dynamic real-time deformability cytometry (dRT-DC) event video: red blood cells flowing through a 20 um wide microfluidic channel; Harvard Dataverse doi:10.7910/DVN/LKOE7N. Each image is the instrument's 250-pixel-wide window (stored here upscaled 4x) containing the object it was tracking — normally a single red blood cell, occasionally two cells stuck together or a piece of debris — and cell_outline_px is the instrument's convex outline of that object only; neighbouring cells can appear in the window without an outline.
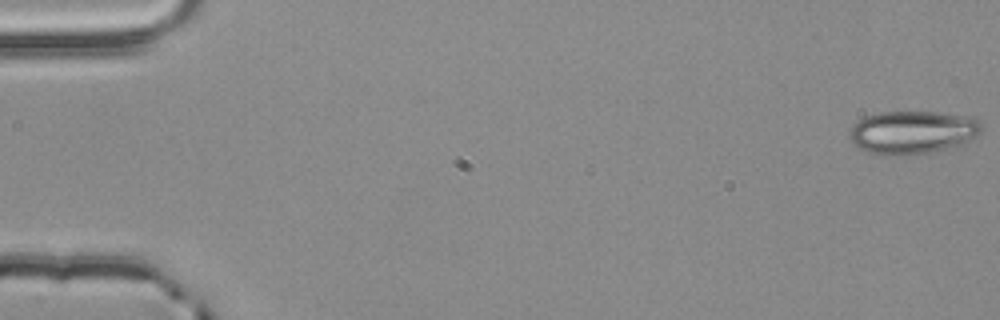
{"species": "common noctule bat (a hibernating species)", "species_latin": "Nyctalus noctula", "temperature_condition": "room temperature", "stored_images_in_passage": 55, "camera_frame_rate_fps": 3000, "um_per_image_px": 0.085, "animal": {"sex": "male", "body_mass_g": 20.4}, "frame": {"image": 1, "passage_image": 1, "time_ms": 0.0, "image_size_px": [1000, 320], "cell_outline_px": [[980, 132], [956, 148], [900, 156], [884, 156], [868, 152], [856, 148], [852, 144], [848, 136], [848, 132], [852, 124], [856, 120], [864, 116], [880, 112], [936, 112], [960, 116], [976, 120], [980, 124]], "centroid_in_image_um": [77.43, 11.27], "position_along_channel_um": 7.6, "area_um2": 33.41}}
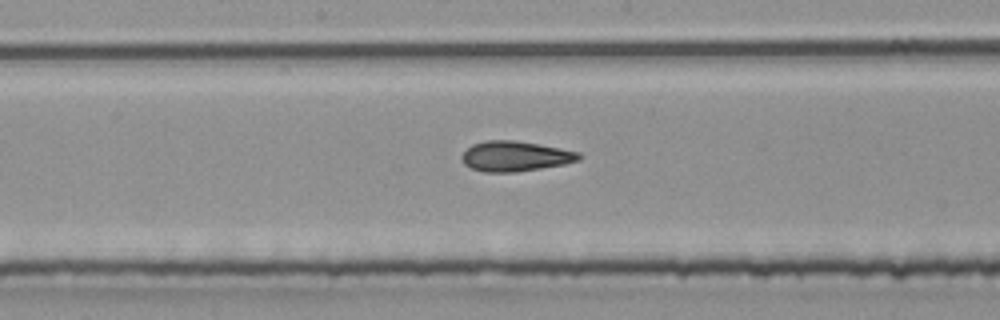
{"frame": {"image": 2, "passage_image": 29, "time_ms": 9.333, "image_size_px": [1000, 320], "cell_outline_px": [[580, 160], [564, 164], [516, 172], [484, 172], [472, 168], [464, 164], [460, 156], [472, 144], [484, 140], [512, 140], [560, 148], [580, 152]], "centroid_in_image_um": [43.77, 13.28], "position_along_channel_um": 204.4, "area_um2": 20.46}}
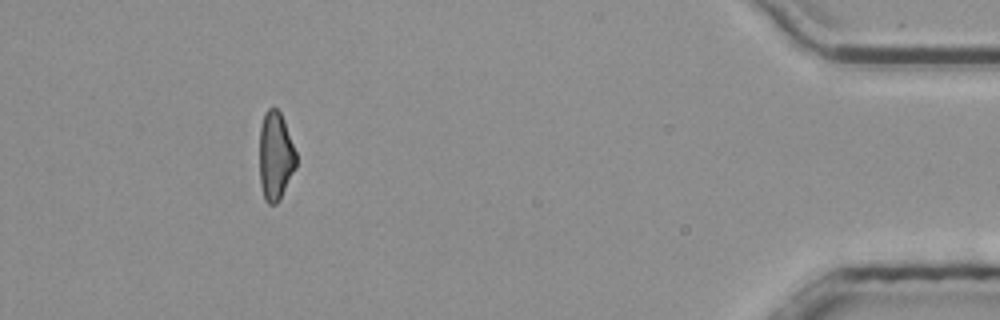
{"frame": {"image": 3, "passage_image": 50, "time_ms": 16.333, "image_size_px": [1000, 320], "cell_outline_px": [[296, 168], [280, 200], [276, 204], [268, 204], [264, 200], [260, 184], [260, 128], [264, 112], [268, 108], [276, 108], [280, 112], [284, 120], [296, 152]], "centroid_in_image_um": [23.42, 13.29], "position_along_channel_um": 411.8, "area_um2": 19.07}, "authors_computed_cell_mechanics": {"area_um2": 20.6924, "velocity_mm_per_s": 3.8828, "shape_relaxation_time_tau1_ms": null, "shape_relaxation_time_tau2_ms": 2.6557, "deformation_change_tau1": null, "deformation_change_tau2": 0.1175}}